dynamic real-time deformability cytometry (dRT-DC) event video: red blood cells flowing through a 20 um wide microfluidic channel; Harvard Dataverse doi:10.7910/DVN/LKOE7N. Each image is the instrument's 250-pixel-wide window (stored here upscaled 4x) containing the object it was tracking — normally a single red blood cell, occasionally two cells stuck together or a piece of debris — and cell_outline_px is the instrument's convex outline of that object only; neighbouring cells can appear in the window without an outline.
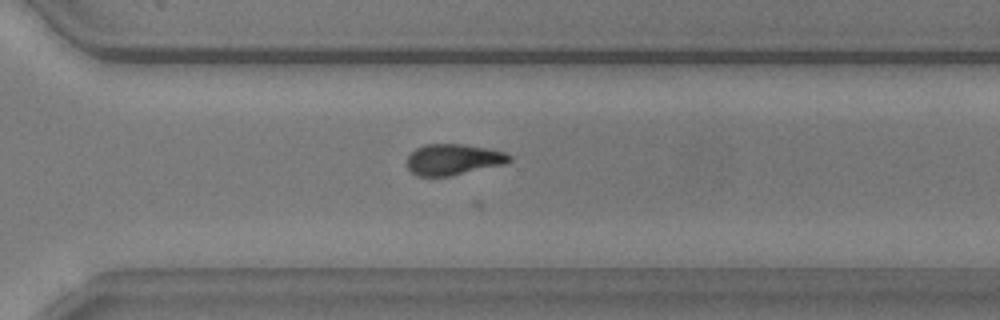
{"species": "common noctule bat (a hibernating species)", "species_latin": "Nyctalus noctula", "temperature_condition": "warm", "stored_images_in_passage": 43, "camera_frame_rate_fps": 3000, "um_per_image_px": 0.085, "animal": {"sex": "male", "body_mass_g": 20.5, "forearm_length_mm": 52.5}, "frame": {"image": 1, "passage_image": 25, "time_ms": 8.0, "image_size_px": [1000, 320], "cell_outline_px": [[512, 160], [504, 164], [448, 176], [416, 176], [408, 168], [408, 156], [416, 148], [424, 144], [464, 144], [488, 148], [504, 152], [512, 156]], "centroid_in_image_um": [38.53, 13.54], "position_along_channel_um": 332.1, "area_um2": 18.38}, "authors_computed_cell_mechanics": {"area_um2": 18.785, "velocity_mm_per_s": 3.6112, "shape_relaxation_time_tau1_ms": 3.8702, "shape_relaxation_time_tau2_ms": 6.0671, "deformation_change_tau1": 0.1594, "deformation_change_tau2": 0.1484}}